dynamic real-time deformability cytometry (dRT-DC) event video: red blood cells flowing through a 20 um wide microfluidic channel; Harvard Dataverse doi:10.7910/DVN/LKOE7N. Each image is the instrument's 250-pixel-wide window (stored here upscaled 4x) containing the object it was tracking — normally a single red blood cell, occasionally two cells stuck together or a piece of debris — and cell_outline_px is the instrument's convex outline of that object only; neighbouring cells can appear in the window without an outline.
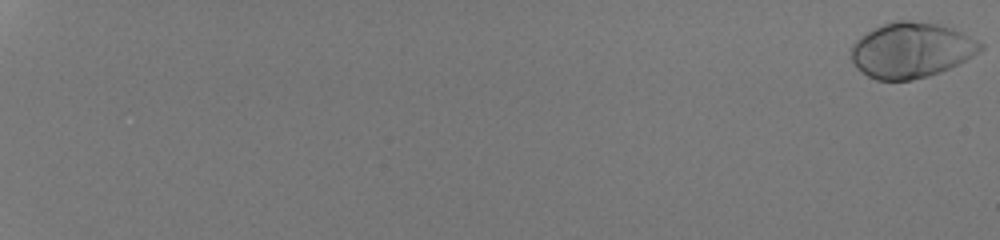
{"species": "human", "species_latin": "Homo sapiens", "temperature_condition": "room temperature", "stored_images_in_passage": 55, "camera_frame_rate_fps": 3000, "um_per_image_px": 0.085, "donor": {"sex": "male"}, "frame": {"image": 1, "passage_image": 1, "time_ms": 0.0, "image_size_px": [1000, 240], "cell_outline_px": [[984, 48], [980, 52], [940, 72], [928, 76], [912, 80], [876, 80], [860, 72], [856, 68], [852, 60], [852, 44], [860, 36], [872, 28], [896, 20], [908, 20], [936, 24], [952, 28], [984, 44]], "centroid_in_image_um": [77.42, 4.27], "position_along_channel_um": 7.6, "area_um2": 41.5}}
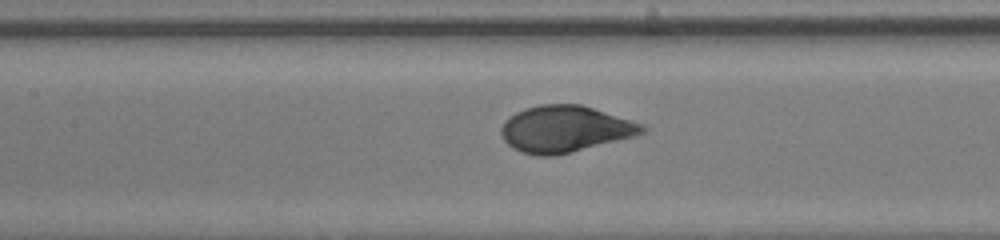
{"frame": {"image": 2, "passage_image": 32, "time_ms": 10.333, "image_size_px": [1000, 240], "cell_outline_px": [[648, 128], [644, 132], [636, 136], [556, 156], [536, 156], [520, 152], [512, 148], [504, 140], [500, 132], [500, 128], [504, 120], [516, 112], [524, 108], [540, 104], [580, 104], [644, 124]], "centroid_in_image_um": [48.0, 10.97], "position_along_channel_um": 159.4, "area_um2": 38.49}}
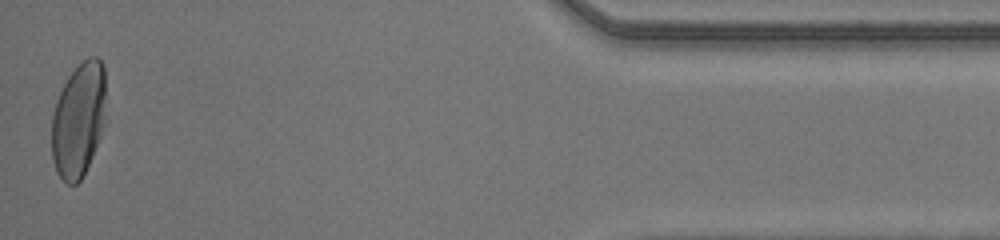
{"frame": {"image": 3, "passage_image": 55, "time_ms": 18.0, "image_size_px": [1000, 240], "cell_outline_px": [[108, 120], [92, 156], [80, 180], [76, 184], [64, 184], [56, 172], [52, 160], [52, 116], [56, 100], [68, 76], [88, 56], [96, 56], [104, 64]], "centroid_in_image_um": [6.72, 10.17], "position_along_channel_um": 428.5, "area_um2": 37.17}, "authors_computed_cell_mechanics": {"area_um2": 38.6104, "velocity_mm_per_s": 4.2226, "shape_relaxation_time_tau1_ms": 2.27, "shape_relaxation_time_tau2_ms": null, "deformation_change_tau1": 0.1702, "deformation_change_tau2": null}}